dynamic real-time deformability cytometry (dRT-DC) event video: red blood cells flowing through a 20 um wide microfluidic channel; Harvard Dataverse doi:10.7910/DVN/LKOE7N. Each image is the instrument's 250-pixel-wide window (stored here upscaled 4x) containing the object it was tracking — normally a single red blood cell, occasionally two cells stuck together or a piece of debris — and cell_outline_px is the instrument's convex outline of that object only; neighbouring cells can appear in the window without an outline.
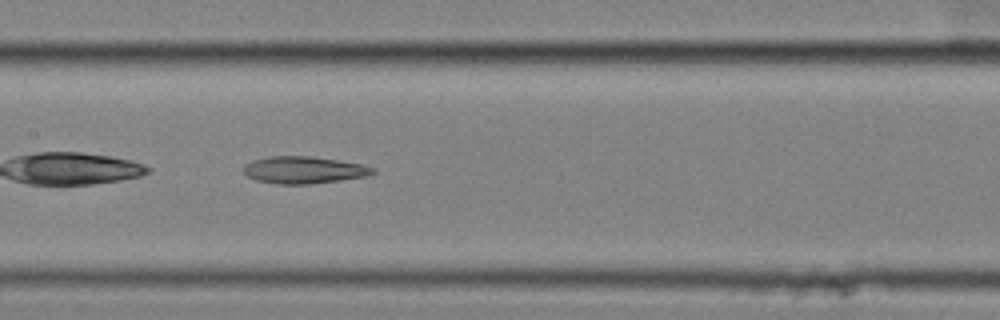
{"species": "common noctule bat (a hibernating species)", "species_latin": "Nyctalus noctula", "temperature_condition": "cold", "stored_images_in_passage": 37, "camera_frame_rate_fps": 3000, "um_per_image_px": 0.085, "animal": {"sex": "female", "body_mass_g": 25.1}, "frame": {"image": 1, "passage_image": 11, "time_ms": 3.333, "image_size_px": [1000, 320], "cell_outline_px": [[376, 172], [364, 176], [340, 180], [308, 184], [276, 184], [256, 180], [248, 176], [244, 172], [244, 164], [252, 160], [268, 156], [308, 156], [336, 160], [360, 164], [376, 168]], "centroid_in_image_um": [25.78, 14.44], "position_along_channel_um": 181.6, "area_um2": 20.23}}
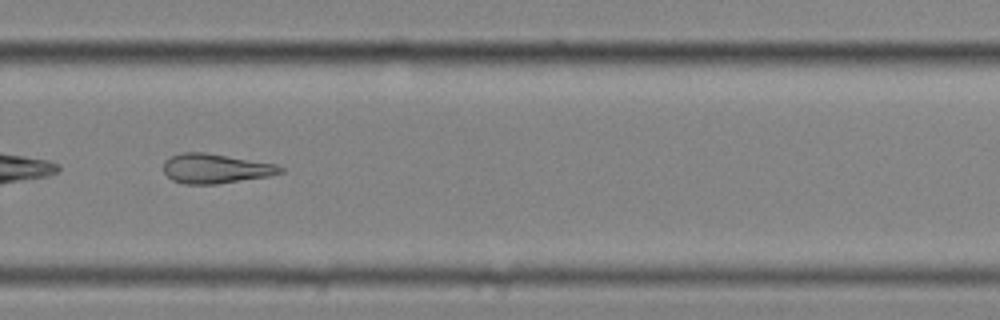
{"frame": {"image": 2, "passage_image": 22, "time_ms": 7.0, "image_size_px": [1000, 320], "cell_outline_px": [[284, 172], [268, 176], [216, 184], [184, 184], [172, 180], [164, 172], [164, 160], [172, 156], [184, 152], [204, 152], [276, 164], [284, 168]], "centroid_in_image_um": [18.31, 14.33], "position_along_channel_um": 311.5, "area_um2": 20.0}}